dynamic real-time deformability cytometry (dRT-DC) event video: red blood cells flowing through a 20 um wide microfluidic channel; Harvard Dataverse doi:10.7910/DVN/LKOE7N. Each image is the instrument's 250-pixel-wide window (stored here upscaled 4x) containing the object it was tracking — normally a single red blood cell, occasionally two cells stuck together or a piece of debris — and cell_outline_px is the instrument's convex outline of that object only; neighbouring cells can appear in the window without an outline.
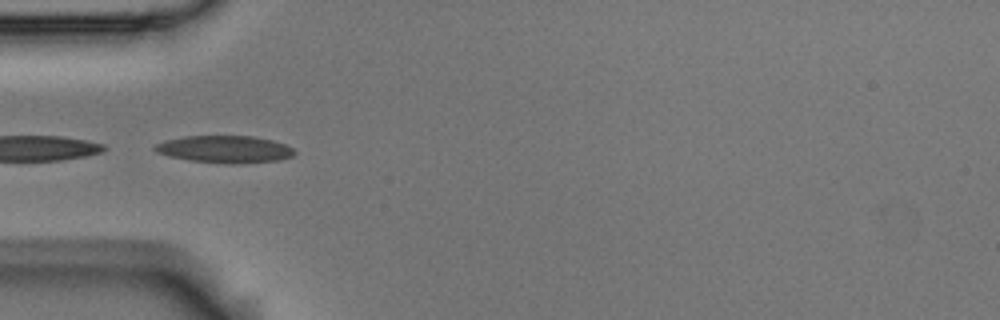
{"species": "Egyptian fruit bat (a non-hibernating species)", "species_latin": "Rousettus aegyptiacus", "temperature_condition": "room temperature", "stored_images_in_passage": 8, "camera_frame_rate_fps": 3000, "um_per_image_px": 0.085, "animal": {"sex": "male"}, "frame": {"image": 1, "passage_image": 4, "time_ms": 1.0, "image_size_px": [1000, 320], "cell_outline_px": [[296, 152], [292, 156], [280, 160], [240, 164], [224, 164], [188, 160], [168, 156], [156, 152], [152, 148], [156, 144], [164, 140], [184, 136], [252, 136], [272, 140], [284, 144], [292, 148]], "centroid_in_image_um": [19.08, 12.69], "position_along_channel_um": 65.9, "area_um2": 22.37}}
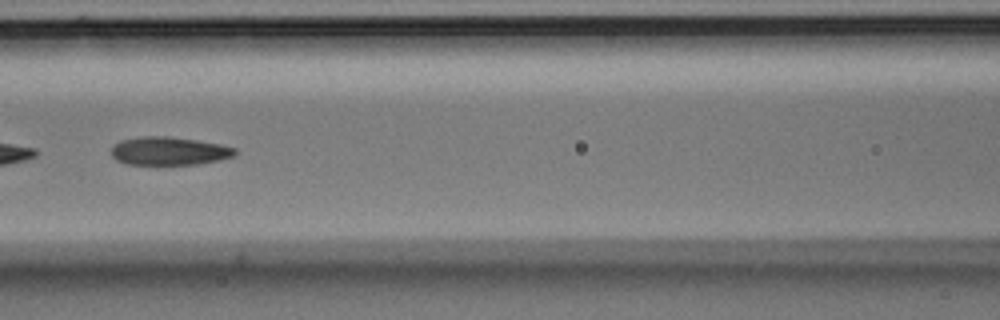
{"frame": {"image": 2, "passage_image": 6, "time_ms": 1.667, "image_size_px": [1000, 320], "cell_outline_px": [[236, 152], [232, 156], [220, 160], [196, 164], [128, 164], [116, 160], [112, 156], [112, 144], [120, 140], [140, 136], [172, 136], [220, 144], [236, 148]], "centroid_in_image_um": [14.34, 12.82], "position_along_channel_um": 152.3, "area_um2": 20.4}}
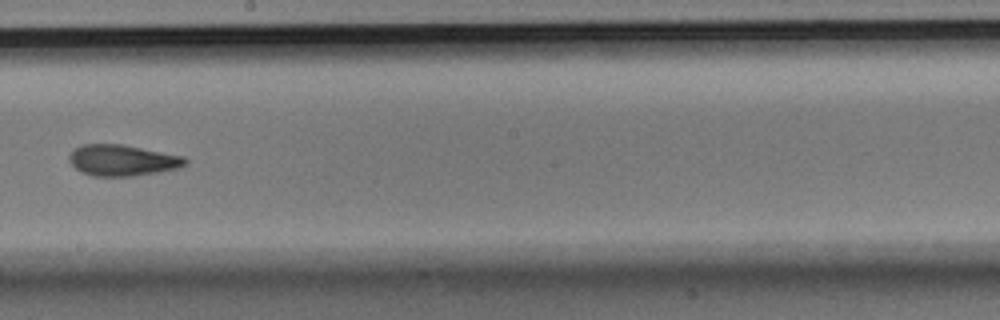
{"frame": {"image": 3, "passage_image": 8, "time_ms": 2.333, "image_size_px": [1000, 320], "cell_outline_px": [[188, 164], [176, 168], [156, 172], [132, 176], [92, 176], [80, 172], [68, 160], [68, 156], [80, 144], [120, 144], [184, 156], [188, 160]], "centroid_in_image_um": [10.38, 13.62], "position_along_channel_um": 237.8, "area_um2": 20.92}}